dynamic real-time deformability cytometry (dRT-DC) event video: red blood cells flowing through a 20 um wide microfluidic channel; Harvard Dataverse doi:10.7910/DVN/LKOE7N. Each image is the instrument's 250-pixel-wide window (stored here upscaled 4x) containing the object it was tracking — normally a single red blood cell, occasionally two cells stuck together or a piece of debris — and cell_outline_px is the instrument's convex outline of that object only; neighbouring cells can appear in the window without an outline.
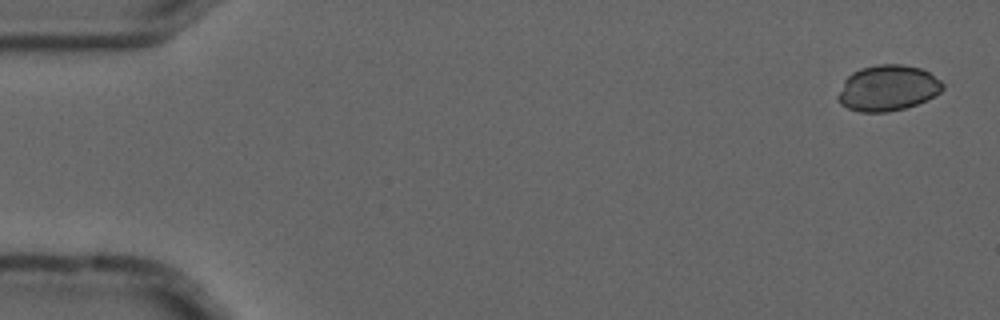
{"species": "common noctule bat (a hibernating species)", "species_latin": "Nyctalus noctula", "temperature_condition": "cold", "stored_images_in_passage": 5, "camera_frame_rate_fps": 3000, "um_per_image_px": 0.085, "animal": {"sex": "male", "forearm_length_mm": 52.5}, "frame": {"image": 1, "passage_image": 1, "time_ms": 0.0, "image_size_px": [1000, 320], "cell_outline_px": [[944, 88], [940, 92], [916, 104], [904, 108], [888, 112], [860, 112], [848, 108], [840, 104], [836, 96], [844, 80], [852, 72], [860, 68], [876, 64], [904, 64], [920, 68], [928, 72], [940, 80], [944, 84]], "centroid_in_image_um": [75.42, 7.47], "position_along_channel_um": 9.6, "area_um2": 27.98}}